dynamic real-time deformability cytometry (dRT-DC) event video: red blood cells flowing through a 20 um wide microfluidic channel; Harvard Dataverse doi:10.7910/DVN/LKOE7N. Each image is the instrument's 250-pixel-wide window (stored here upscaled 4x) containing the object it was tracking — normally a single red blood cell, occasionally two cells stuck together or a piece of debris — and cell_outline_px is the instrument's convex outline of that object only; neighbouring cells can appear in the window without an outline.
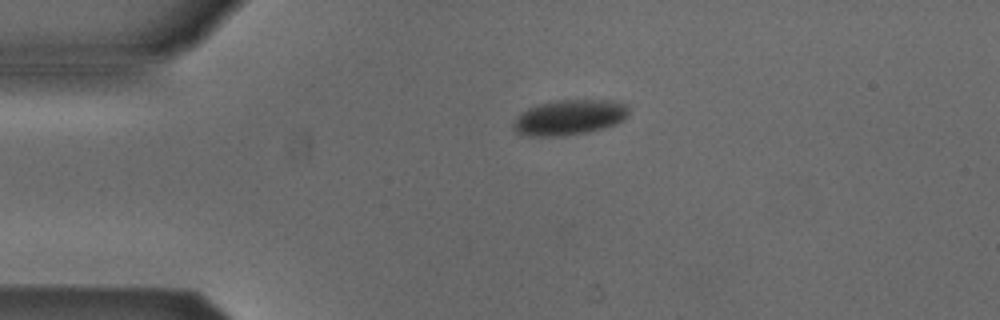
{"species": "Egyptian fruit bat (a non-hibernating species)", "species_latin": "Rousettus aegyptiacus", "temperature_condition": "cold", "stored_images_in_passage": 2, "camera_frame_rate_fps": 3000, "um_per_image_px": 0.085, "animal": {"sex": "male"}, "frame": {"image": 1, "passage_image": 1, "time_ms": 0.0, "image_size_px": [1000, 320], "cell_outline_px": [[628, 112], [620, 120], [612, 124], [588, 132], [564, 136], [528, 136], [516, 132], [512, 128], [512, 124], [516, 116], [520, 112], [536, 104], [548, 100], [612, 100], [628, 104]], "centroid_in_image_um": [48.3, 9.96], "position_along_channel_um": 36.7, "area_um2": 23.81}}